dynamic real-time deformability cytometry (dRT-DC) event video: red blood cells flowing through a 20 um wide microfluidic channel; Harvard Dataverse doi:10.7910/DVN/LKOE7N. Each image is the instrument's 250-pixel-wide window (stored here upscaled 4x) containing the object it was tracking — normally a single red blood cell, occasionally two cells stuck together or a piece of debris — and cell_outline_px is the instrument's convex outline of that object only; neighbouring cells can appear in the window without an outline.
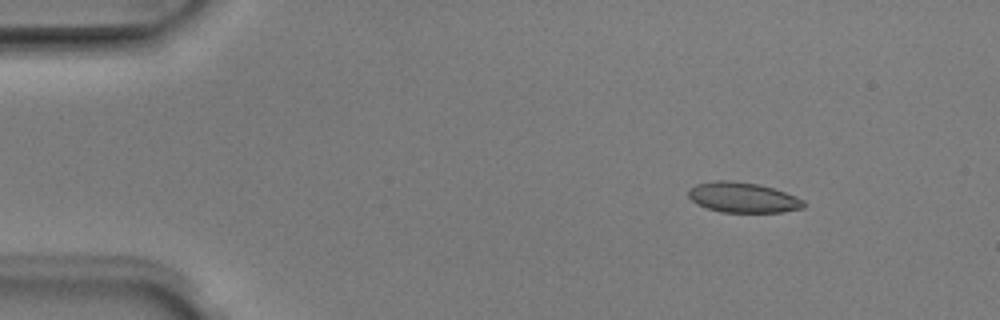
{"species": "Egyptian fruit bat (a non-hibernating species)", "species_latin": "Rousettus aegyptiacus", "temperature_condition": "room temperature", "stored_images_in_passage": 6, "camera_frame_rate_fps": 3000, "um_per_image_px": 0.085, "animal": {"sex": "male"}, "frame": {"image": 1, "passage_image": 2, "time_ms": 0.333, "image_size_px": [1000, 320], "cell_outline_px": [[804, 208], [780, 212], [720, 212], [696, 204], [688, 196], [688, 188], [696, 184], [716, 180], [732, 180], [760, 184], [796, 196], [804, 200]], "centroid_in_image_um": [63.12, 16.78], "position_along_channel_um": 21.9, "area_um2": 20.4}}
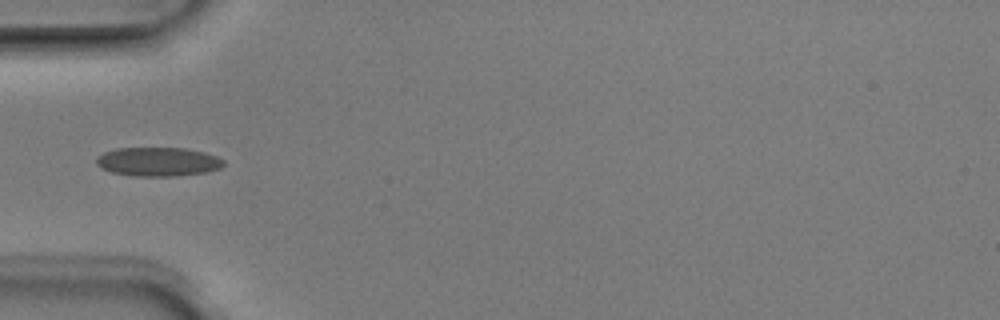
{"frame": {"image": 2, "passage_image": 5, "time_ms": 1.333, "image_size_px": [1000, 320], "cell_outline_px": [[224, 164], [220, 168], [204, 172], [176, 176], [132, 176], [112, 172], [100, 168], [96, 164], [96, 156], [104, 152], [116, 148], [184, 148], [204, 152], [216, 156], [224, 160]], "centroid_in_image_um": [13.39, 13.74], "position_along_channel_um": 71.6, "area_um2": 21.5}}
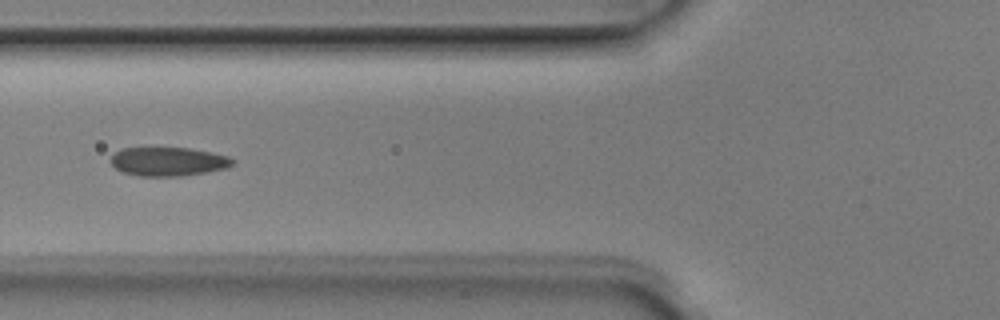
{"frame": {"image": 3, "passage_image": 6, "time_ms": 1.667, "image_size_px": [1000, 320], "cell_outline_px": [[236, 164], [228, 168], [208, 172], [180, 176], [140, 176], [124, 172], [116, 168], [108, 160], [120, 148], [188, 148], [212, 152], [228, 156], [236, 160]], "centroid_in_image_um": [14.35, 13.73], "position_along_channel_um": 111.4, "area_um2": 20.63}}